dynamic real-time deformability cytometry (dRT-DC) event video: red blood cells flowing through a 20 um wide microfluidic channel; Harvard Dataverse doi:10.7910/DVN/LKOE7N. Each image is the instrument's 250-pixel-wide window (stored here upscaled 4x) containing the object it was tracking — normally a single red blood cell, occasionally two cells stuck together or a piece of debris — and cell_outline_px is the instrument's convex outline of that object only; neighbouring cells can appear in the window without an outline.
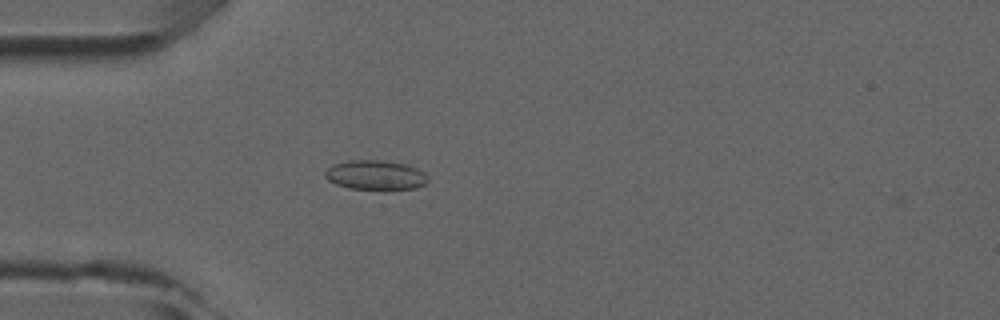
{"species": "common noctule bat (a hibernating species)", "species_latin": "Nyctalus noctula", "temperature_condition": "room temperature", "stored_images_in_passage": 5, "camera_frame_rate_fps": 3000, "um_per_image_px": 0.085, "animal": {"sex": "male", "forearm_length_mm": 52.5}, "frame": {"image": 1, "passage_image": 5, "time_ms": 4.667, "image_size_px": [1000, 320], "cell_outline_px": [[428, 180], [424, 184], [416, 188], [348, 188], [336, 184], [328, 180], [324, 176], [324, 172], [332, 164], [348, 160], [380, 160], [404, 164], [416, 168], [424, 172], [428, 176]], "centroid_in_image_um": [31.88, 14.86], "position_along_channel_um": 53.1, "area_um2": 17.4}}